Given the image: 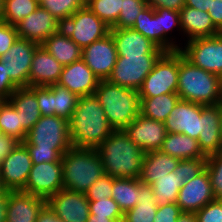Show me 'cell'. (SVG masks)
<instances>
[{
  "instance_id": "cell-45",
  "label": "cell",
  "mask_w": 222,
  "mask_h": 222,
  "mask_svg": "<svg viewBox=\"0 0 222 222\" xmlns=\"http://www.w3.org/2000/svg\"><path fill=\"white\" fill-rule=\"evenodd\" d=\"M206 169V158L180 160L178 163V175L187 182Z\"/></svg>"
},
{
  "instance_id": "cell-59",
  "label": "cell",
  "mask_w": 222,
  "mask_h": 222,
  "mask_svg": "<svg viewBox=\"0 0 222 222\" xmlns=\"http://www.w3.org/2000/svg\"><path fill=\"white\" fill-rule=\"evenodd\" d=\"M3 0H0V21L2 20Z\"/></svg>"
},
{
  "instance_id": "cell-36",
  "label": "cell",
  "mask_w": 222,
  "mask_h": 222,
  "mask_svg": "<svg viewBox=\"0 0 222 222\" xmlns=\"http://www.w3.org/2000/svg\"><path fill=\"white\" fill-rule=\"evenodd\" d=\"M159 12V25H160V48L165 52L177 51L180 47L175 44L173 40H170L168 35L171 31L175 30L174 27L180 28L181 30V21H180V12L159 8L156 9ZM168 36V37H167Z\"/></svg>"
},
{
  "instance_id": "cell-43",
  "label": "cell",
  "mask_w": 222,
  "mask_h": 222,
  "mask_svg": "<svg viewBox=\"0 0 222 222\" xmlns=\"http://www.w3.org/2000/svg\"><path fill=\"white\" fill-rule=\"evenodd\" d=\"M90 214L107 217L109 219H123V213L113 198L89 201Z\"/></svg>"
},
{
  "instance_id": "cell-32",
  "label": "cell",
  "mask_w": 222,
  "mask_h": 222,
  "mask_svg": "<svg viewBox=\"0 0 222 222\" xmlns=\"http://www.w3.org/2000/svg\"><path fill=\"white\" fill-rule=\"evenodd\" d=\"M179 99L180 96L177 93L140 98V114L149 119L164 122Z\"/></svg>"
},
{
  "instance_id": "cell-6",
  "label": "cell",
  "mask_w": 222,
  "mask_h": 222,
  "mask_svg": "<svg viewBox=\"0 0 222 222\" xmlns=\"http://www.w3.org/2000/svg\"><path fill=\"white\" fill-rule=\"evenodd\" d=\"M22 143L44 150L59 149L64 154L72 147L69 121L56 115L41 116Z\"/></svg>"
},
{
  "instance_id": "cell-11",
  "label": "cell",
  "mask_w": 222,
  "mask_h": 222,
  "mask_svg": "<svg viewBox=\"0 0 222 222\" xmlns=\"http://www.w3.org/2000/svg\"><path fill=\"white\" fill-rule=\"evenodd\" d=\"M29 88L36 95L41 116L56 115L70 120L79 98L76 94L59 84L30 86Z\"/></svg>"
},
{
  "instance_id": "cell-48",
  "label": "cell",
  "mask_w": 222,
  "mask_h": 222,
  "mask_svg": "<svg viewBox=\"0 0 222 222\" xmlns=\"http://www.w3.org/2000/svg\"><path fill=\"white\" fill-rule=\"evenodd\" d=\"M17 38L16 26L0 21V57L11 48Z\"/></svg>"
},
{
  "instance_id": "cell-5",
  "label": "cell",
  "mask_w": 222,
  "mask_h": 222,
  "mask_svg": "<svg viewBox=\"0 0 222 222\" xmlns=\"http://www.w3.org/2000/svg\"><path fill=\"white\" fill-rule=\"evenodd\" d=\"M63 187L85 193L104 174L103 164L95 148L71 147L61 158Z\"/></svg>"
},
{
  "instance_id": "cell-13",
  "label": "cell",
  "mask_w": 222,
  "mask_h": 222,
  "mask_svg": "<svg viewBox=\"0 0 222 222\" xmlns=\"http://www.w3.org/2000/svg\"><path fill=\"white\" fill-rule=\"evenodd\" d=\"M63 188L62 163L44 162L32 165L27 183L22 191L47 200Z\"/></svg>"
},
{
  "instance_id": "cell-37",
  "label": "cell",
  "mask_w": 222,
  "mask_h": 222,
  "mask_svg": "<svg viewBox=\"0 0 222 222\" xmlns=\"http://www.w3.org/2000/svg\"><path fill=\"white\" fill-rule=\"evenodd\" d=\"M132 29L143 34L160 48L159 12L156 9L147 6L142 10L136 17Z\"/></svg>"
},
{
  "instance_id": "cell-58",
  "label": "cell",
  "mask_w": 222,
  "mask_h": 222,
  "mask_svg": "<svg viewBox=\"0 0 222 222\" xmlns=\"http://www.w3.org/2000/svg\"><path fill=\"white\" fill-rule=\"evenodd\" d=\"M123 219H109L98 215L90 214L87 222H122Z\"/></svg>"
},
{
  "instance_id": "cell-53",
  "label": "cell",
  "mask_w": 222,
  "mask_h": 222,
  "mask_svg": "<svg viewBox=\"0 0 222 222\" xmlns=\"http://www.w3.org/2000/svg\"><path fill=\"white\" fill-rule=\"evenodd\" d=\"M208 13L214 25L222 32V0H212Z\"/></svg>"
},
{
  "instance_id": "cell-4",
  "label": "cell",
  "mask_w": 222,
  "mask_h": 222,
  "mask_svg": "<svg viewBox=\"0 0 222 222\" xmlns=\"http://www.w3.org/2000/svg\"><path fill=\"white\" fill-rule=\"evenodd\" d=\"M94 95L114 130H123L140 114V98L136 90L100 80Z\"/></svg>"
},
{
  "instance_id": "cell-26",
  "label": "cell",
  "mask_w": 222,
  "mask_h": 222,
  "mask_svg": "<svg viewBox=\"0 0 222 222\" xmlns=\"http://www.w3.org/2000/svg\"><path fill=\"white\" fill-rule=\"evenodd\" d=\"M181 32L187 40L200 37H213L222 32L214 25L208 12L184 6L180 10Z\"/></svg>"
},
{
  "instance_id": "cell-22",
  "label": "cell",
  "mask_w": 222,
  "mask_h": 222,
  "mask_svg": "<svg viewBox=\"0 0 222 222\" xmlns=\"http://www.w3.org/2000/svg\"><path fill=\"white\" fill-rule=\"evenodd\" d=\"M100 80L81 58L70 65L63 66L57 84L66 87L78 97L94 95Z\"/></svg>"
},
{
  "instance_id": "cell-9",
  "label": "cell",
  "mask_w": 222,
  "mask_h": 222,
  "mask_svg": "<svg viewBox=\"0 0 222 222\" xmlns=\"http://www.w3.org/2000/svg\"><path fill=\"white\" fill-rule=\"evenodd\" d=\"M161 55L118 56L113 71L107 80L112 84L139 91L144 79L152 71Z\"/></svg>"
},
{
  "instance_id": "cell-51",
  "label": "cell",
  "mask_w": 222,
  "mask_h": 222,
  "mask_svg": "<svg viewBox=\"0 0 222 222\" xmlns=\"http://www.w3.org/2000/svg\"><path fill=\"white\" fill-rule=\"evenodd\" d=\"M20 140L14 136L0 133V163L5 159L19 144Z\"/></svg>"
},
{
  "instance_id": "cell-8",
  "label": "cell",
  "mask_w": 222,
  "mask_h": 222,
  "mask_svg": "<svg viewBox=\"0 0 222 222\" xmlns=\"http://www.w3.org/2000/svg\"><path fill=\"white\" fill-rule=\"evenodd\" d=\"M61 29L81 49L110 33L111 27L94 14L87 6L75 11L62 23Z\"/></svg>"
},
{
  "instance_id": "cell-40",
  "label": "cell",
  "mask_w": 222,
  "mask_h": 222,
  "mask_svg": "<svg viewBox=\"0 0 222 222\" xmlns=\"http://www.w3.org/2000/svg\"><path fill=\"white\" fill-rule=\"evenodd\" d=\"M40 6L49 11L61 23L86 6V0H43Z\"/></svg>"
},
{
  "instance_id": "cell-27",
  "label": "cell",
  "mask_w": 222,
  "mask_h": 222,
  "mask_svg": "<svg viewBox=\"0 0 222 222\" xmlns=\"http://www.w3.org/2000/svg\"><path fill=\"white\" fill-rule=\"evenodd\" d=\"M179 161V159L159 150L146 152L139 180L143 184L151 185L158 178L174 171Z\"/></svg>"
},
{
  "instance_id": "cell-23",
  "label": "cell",
  "mask_w": 222,
  "mask_h": 222,
  "mask_svg": "<svg viewBox=\"0 0 222 222\" xmlns=\"http://www.w3.org/2000/svg\"><path fill=\"white\" fill-rule=\"evenodd\" d=\"M46 199L23 191H7L6 222H36Z\"/></svg>"
},
{
  "instance_id": "cell-14",
  "label": "cell",
  "mask_w": 222,
  "mask_h": 222,
  "mask_svg": "<svg viewBox=\"0 0 222 222\" xmlns=\"http://www.w3.org/2000/svg\"><path fill=\"white\" fill-rule=\"evenodd\" d=\"M32 165L29 150L21 142L0 163V177L4 189L22 191L27 183Z\"/></svg>"
},
{
  "instance_id": "cell-34",
  "label": "cell",
  "mask_w": 222,
  "mask_h": 222,
  "mask_svg": "<svg viewBox=\"0 0 222 222\" xmlns=\"http://www.w3.org/2000/svg\"><path fill=\"white\" fill-rule=\"evenodd\" d=\"M124 214L139 200V178H113L112 197Z\"/></svg>"
},
{
  "instance_id": "cell-39",
  "label": "cell",
  "mask_w": 222,
  "mask_h": 222,
  "mask_svg": "<svg viewBox=\"0 0 222 222\" xmlns=\"http://www.w3.org/2000/svg\"><path fill=\"white\" fill-rule=\"evenodd\" d=\"M86 6L112 28L119 18L122 0H86Z\"/></svg>"
},
{
  "instance_id": "cell-49",
  "label": "cell",
  "mask_w": 222,
  "mask_h": 222,
  "mask_svg": "<svg viewBox=\"0 0 222 222\" xmlns=\"http://www.w3.org/2000/svg\"><path fill=\"white\" fill-rule=\"evenodd\" d=\"M182 213L177 203H168L158 206L153 222H176Z\"/></svg>"
},
{
  "instance_id": "cell-21",
  "label": "cell",
  "mask_w": 222,
  "mask_h": 222,
  "mask_svg": "<svg viewBox=\"0 0 222 222\" xmlns=\"http://www.w3.org/2000/svg\"><path fill=\"white\" fill-rule=\"evenodd\" d=\"M207 169L195 178L184 182L179 190L177 205L182 212H193L202 209L215 200Z\"/></svg>"
},
{
  "instance_id": "cell-17",
  "label": "cell",
  "mask_w": 222,
  "mask_h": 222,
  "mask_svg": "<svg viewBox=\"0 0 222 222\" xmlns=\"http://www.w3.org/2000/svg\"><path fill=\"white\" fill-rule=\"evenodd\" d=\"M123 131L144 153L159 150L167 134L164 122L149 119L142 114Z\"/></svg>"
},
{
  "instance_id": "cell-20",
  "label": "cell",
  "mask_w": 222,
  "mask_h": 222,
  "mask_svg": "<svg viewBox=\"0 0 222 222\" xmlns=\"http://www.w3.org/2000/svg\"><path fill=\"white\" fill-rule=\"evenodd\" d=\"M62 23L49 11L39 6L34 12L23 18L17 25L19 38L42 44L48 37L61 29Z\"/></svg>"
},
{
  "instance_id": "cell-16",
  "label": "cell",
  "mask_w": 222,
  "mask_h": 222,
  "mask_svg": "<svg viewBox=\"0 0 222 222\" xmlns=\"http://www.w3.org/2000/svg\"><path fill=\"white\" fill-rule=\"evenodd\" d=\"M46 204L64 222H87L90 215L89 201L85 193L66 188L50 196Z\"/></svg>"
},
{
  "instance_id": "cell-57",
  "label": "cell",
  "mask_w": 222,
  "mask_h": 222,
  "mask_svg": "<svg viewBox=\"0 0 222 222\" xmlns=\"http://www.w3.org/2000/svg\"><path fill=\"white\" fill-rule=\"evenodd\" d=\"M176 222H197L196 213L182 212Z\"/></svg>"
},
{
  "instance_id": "cell-35",
  "label": "cell",
  "mask_w": 222,
  "mask_h": 222,
  "mask_svg": "<svg viewBox=\"0 0 222 222\" xmlns=\"http://www.w3.org/2000/svg\"><path fill=\"white\" fill-rule=\"evenodd\" d=\"M0 131L1 133L14 136L23 142L28 132L22 127L20 116L9 100L0 102Z\"/></svg>"
},
{
  "instance_id": "cell-52",
  "label": "cell",
  "mask_w": 222,
  "mask_h": 222,
  "mask_svg": "<svg viewBox=\"0 0 222 222\" xmlns=\"http://www.w3.org/2000/svg\"><path fill=\"white\" fill-rule=\"evenodd\" d=\"M147 6L153 9L165 8L180 12L185 6V0H145Z\"/></svg>"
},
{
  "instance_id": "cell-25",
  "label": "cell",
  "mask_w": 222,
  "mask_h": 222,
  "mask_svg": "<svg viewBox=\"0 0 222 222\" xmlns=\"http://www.w3.org/2000/svg\"><path fill=\"white\" fill-rule=\"evenodd\" d=\"M62 69L63 65L40 45L33 54L29 71V87L57 84L60 80Z\"/></svg>"
},
{
  "instance_id": "cell-61",
  "label": "cell",
  "mask_w": 222,
  "mask_h": 222,
  "mask_svg": "<svg viewBox=\"0 0 222 222\" xmlns=\"http://www.w3.org/2000/svg\"><path fill=\"white\" fill-rule=\"evenodd\" d=\"M220 82H221V89H222V74L220 76Z\"/></svg>"
},
{
  "instance_id": "cell-15",
  "label": "cell",
  "mask_w": 222,
  "mask_h": 222,
  "mask_svg": "<svg viewBox=\"0 0 222 222\" xmlns=\"http://www.w3.org/2000/svg\"><path fill=\"white\" fill-rule=\"evenodd\" d=\"M118 58L112 35L96 40L82 49V59L99 80H107Z\"/></svg>"
},
{
  "instance_id": "cell-62",
  "label": "cell",
  "mask_w": 222,
  "mask_h": 222,
  "mask_svg": "<svg viewBox=\"0 0 222 222\" xmlns=\"http://www.w3.org/2000/svg\"><path fill=\"white\" fill-rule=\"evenodd\" d=\"M39 4L43 1V0H36Z\"/></svg>"
},
{
  "instance_id": "cell-2",
  "label": "cell",
  "mask_w": 222,
  "mask_h": 222,
  "mask_svg": "<svg viewBox=\"0 0 222 222\" xmlns=\"http://www.w3.org/2000/svg\"><path fill=\"white\" fill-rule=\"evenodd\" d=\"M96 150L105 174L113 178H139L145 153L123 130H114Z\"/></svg>"
},
{
  "instance_id": "cell-10",
  "label": "cell",
  "mask_w": 222,
  "mask_h": 222,
  "mask_svg": "<svg viewBox=\"0 0 222 222\" xmlns=\"http://www.w3.org/2000/svg\"><path fill=\"white\" fill-rule=\"evenodd\" d=\"M179 51L192 65L221 76L222 33L213 37L187 40V44L184 48L180 47Z\"/></svg>"
},
{
  "instance_id": "cell-7",
  "label": "cell",
  "mask_w": 222,
  "mask_h": 222,
  "mask_svg": "<svg viewBox=\"0 0 222 222\" xmlns=\"http://www.w3.org/2000/svg\"><path fill=\"white\" fill-rule=\"evenodd\" d=\"M179 74V50L164 52L156 61L152 71L144 79L139 98L177 93Z\"/></svg>"
},
{
  "instance_id": "cell-50",
  "label": "cell",
  "mask_w": 222,
  "mask_h": 222,
  "mask_svg": "<svg viewBox=\"0 0 222 222\" xmlns=\"http://www.w3.org/2000/svg\"><path fill=\"white\" fill-rule=\"evenodd\" d=\"M17 88L7 73L6 62L0 60V99L8 100Z\"/></svg>"
},
{
  "instance_id": "cell-28",
  "label": "cell",
  "mask_w": 222,
  "mask_h": 222,
  "mask_svg": "<svg viewBox=\"0 0 222 222\" xmlns=\"http://www.w3.org/2000/svg\"><path fill=\"white\" fill-rule=\"evenodd\" d=\"M8 100L17 110L22 127L28 132L41 118L35 93L29 87L17 88Z\"/></svg>"
},
{
  "instance_id": "cell-18",
  "label": "cell",
  "mask_w": 222,
  "mask_h": 222,
  "mask_svg": "<svg viewBox=\"0 0 222 222\" xmlns=\"http://www.w3.org/2000/svg\"><path fill=\"white\" fill-rule=\"evenodd\" d=\"M222 103L202 105L200 134L197 139L202 153L208 157L222 152Z\"/></svg>"
},
{
  "instance_id": "cell-60",
  "label": "cell",
  "mask_w": 222,
  "mask_h": 222,
  "mask_svg": "<svg viewBox=\"0 0 222 222\" xmlns=\"http://www.w3.org/2000/svg\"><path fill=\"white\" fill-rule=\"evenodd\" d=\"M3 190H5V189H4L3 185H2L1 177H0V191H3Z\"/></svg>"
},
{
  "instance_id": "cell-1",
  "label": "cell",
  "mask_w": 222,
  "mask_h": 222,
  "mask_svg": "<svg viewBox=\"0 0 222 222\" xmlns=\"http://www.w3.org/2000/svg\"><path fill=\"white\" fill-rule=\"evenodd\" d=\"M113 131L95 95L78 98L69 120L72 147L96 149Z\"/></svg>"
},
{
  "instance_id": "cell-38",
  "label": "cell",
  "mask_w": 222,
  "mask_h": 222,
  "mask_svg": "<svg viewBox=\"0 0 222 222\" xmlns=\"http://www.w3.org/2000/svg\"><path fill=\"white\" fill-rule=\"evenodd\" d=\"M39 6L36 0H3L1 21L16 26Z\"/></svg>"
},
{
  "instance_id": "cell-42",
  "label": "cell",
  "mask_w": 222,
  "mask_h": 222,
  "mask_svg": "<svg viewBox=\"0 0 222 222\" xmlns=\"http://www.w3.org/2000/svg\"><path fill=\"white\" fill-rule=\"evenodd\" d=\"M206 169L215 198L222 200V152L206 158Z\"/></svg>"
},
{
  "instance_id": "cell-54",
  "label": "cell",
  "mask_w": 222,
  "mask_h": 222,
  "mask_svg": "<svg viewBox=\"0 0 222 222\" xmlns=\"http://www.w3.org/2000/svg\"><path fill=\"white\" fill-rule=\"evenodd\" d=\"M36 222H64L46 204L39 212Z\"/></svg>"
},
{
  "instance_id": "cell-19",
  "label": "cell",
  "mask_w": 222,
  "mask_h": 222,
  "mask_svg": "<svg viewBox=\"0 0 222 222\" xmlns=\"http://www.w3.org/2000/svg\"><path fill=\"white\" fill-rule=\"evenodd\" d=\"M202 104L179 99L169 116L164 121L168 133H182L193 139L200 134V116Z\"/></svg>"
},
{
  "instance_id": "cell-31",
  "label": "cell",
  "mask_w": 222,
  "mask_h": 222,
  "mask_svg": "<svg viewBox=\"0 0 222 222\" xmlns=\"http://www.w3.org/2000/svg\"><path fill=\"white\" fill-rule=\"evenodd\" d=\"M157 208L151 185L139 180V200L134 208L123 214L122 222H153Z\"/></svg>"
},
{
  "instance_id": "cell-41",
  "label": "cell",
  "mask_w": 222,
  "mask_h": 222,
  "mask_svg": "<svg viewBox=\"0 0 222 222\" xmlns=\"http://www.w3.org/2000/svg\"><path fill=\"white\" fill-rule=\"evenodd\" d=\"M147 7L145 0H122V8L117 23L111 29L132 28L136 17Z\"/></svg>"
},
{
  "instance_id": "cell-47",
  "label": "cell",
  "mask_w": 222,
  "mask_h": 222,
  "mask_svg": "<svg viewBox=\"0 0 222 222\" xmlns=\"http://www.w3.org/2000/svg\"><path fill=\"white\" fill-rule=\"evenodd\" d=\"M29 150L31 160L33 164L61 162V158L64 155L59 149H38L34 145H25Z\"/></svg>"
},
{
  "instance_id": "cell-44",
  "label": "cell",
  "mask_w": 222,
  "mask_h": 222,
  "mask_svg": "<svg viewBox=\"0 0 222 222\" xmlns=\"http://www.w3.org/2000/svg\"><path fill=\"white\" fill-rule=\"evenodd\" d=\"M113 187V177L103 174L99 177L85 192L88 201H97V199L111 198Z\"/></svg>"
},
{
  "instance_id": "cell-12",
  "label": "cell",
  "mask_w": 222,
  "mask_h": 222,
  "mask_svg": "<svg viewBox=\"0 0 222 222\" xmlns=\"http://www.w3.org/2000/svg\"><path fill=\"white\" fill-rule=\"evenodd\" d=\"M39 46L37 42L18 37L11 48L0 57L2 62H6L7 73L18 88L29 87L33 54Z\"/></svg>"
},
{
  "instance_id": "cell-56",
  "label": "cell",
  "mask_w": 222,
  "mask_h": 222,
  "mask_svg": "<svg viewBox=\"0 0 222 222\" xmlns=\"http://www.w3.org/2000/svg\"><path fill=\"white\" fill-rule=\"evenodd\" d=\"M7 191H0V222H6Z\"/></svg>"
},
{
  "instance_id": "cell-55",
  "label": "cell",
  "mask_w": 222,
  "mask_h": 222,
  "mask_svg": "<svg viewBox=\"0 0 222 222\" xmlns=\"http://www.w3.org/2000/svg\"><path fill=\"white\" fill-rule=\"evenodd\" d=\"M211 4L212 0H185V6L205 12H208L209 8H211Z\"/></svg>"
},
{
  "instance_id": "cell-33",
  "label": "cell",
  "mask_w": 222,
  "mask_h": 222,
  "mask_svg": "<svg viewBox=\"0 0 222 222\" xmlns=\"http://www.w3.org/2000/svg\"><path fill=\"white\" fill-rule=\"evenodd\" d=\"M184 180L178 175V165L174 171L151 184L157 206L168 203H177L180 188Z\"/></svg>"
},
{
  "instance_id": "cell-3",
  "label": "cell",
  "mask_w": 222,
  "mask_h": 222,
  "mask_svg": "<svg viewBox=\"0 0 222 222\" xmlns=\"http://www.w3.org/2000/svg\"><path fill=\"white\" fill-rule=\"evenodd\" d=\"M177 94L180 99L202 105L222 103L220 77L192 65L179 51Z\"/></svg>"
},
{
  "instance_id": "cell-30",
  "label": "cell",
  "mask_w": 222,
  "mask_h": 222,
  "mask_svg": "<svg viewBox=\"0 0 222 222\" xmlns=\"http://www.w3.org/2000/svg\"><path fill=\"white\" fill-rule=\"evenodd\" d=\"M179 160L207 158L201 151L196 139L182 133H168L159 149Z\"/></svg>"
},
{
  "instance_id": "cell-24",
  "label": "cell",
  "mask_w": 222,
  "mask_h": 222,
  "mask_svg": "<svg viewBox=\"0 0 222 222\" xmlns=\"http://www.w3.org/2000/svg\"><path fill=\"white\" fill-rule=\"evenodd\" d=\"M118 56H143L145 54H163L151 40L132 28L110 29Z\"/></svg>"
},
{
  "instance_id": "cell-29",
  "label": "cell",
  "mask_w": 222,
  "mask_h": 222,
  "mask_svg": "<svg viewBox=\"0 0 222 222\" xmlns=\"http://www.w3.org/2000/svg\"><path fill=\"white\" fill-rule=\"evenodd\" d=\"M41 45L63 66L82 58V49L62 29L48 37Z\"/></svg>"
},
{
  "instance_id": "cell-46",
  "label": "cell",
  "mask_w": 222,
  "mask_h": 222,
  "mask_svg": "<svg viewBox=\"0 0 222 222\" xmlns=\"http://www.w3.org/2000/svg\"><path fill=\"white\" fill-rule=\"evenodd\" d=\"M195 213L197 222H222V200L215 199Z\"/></svg>"
}]
</instances>
